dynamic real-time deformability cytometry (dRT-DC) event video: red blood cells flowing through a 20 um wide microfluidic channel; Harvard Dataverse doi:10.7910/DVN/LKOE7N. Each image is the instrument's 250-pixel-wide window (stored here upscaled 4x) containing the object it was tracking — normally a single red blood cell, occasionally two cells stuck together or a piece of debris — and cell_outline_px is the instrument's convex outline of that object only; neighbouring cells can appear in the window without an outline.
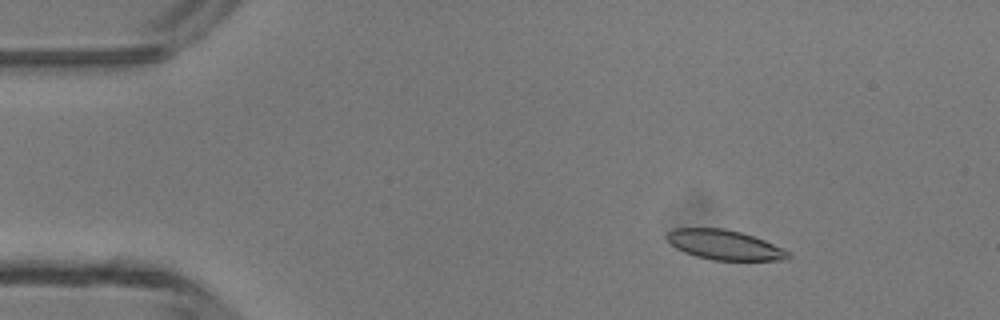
{"species": "common noctule bat (a hibernating species)", "species_latin": "Nyctalus noctula", "temperature_condition": "room temperature", "stored_images_in_passage": 3, "camera_frame_rate_fps": 3000, "um_per_image_px": 0.085, "animal": {"sex": "male", "body_mass_g": 13.3}, "frame": {"image": 1, "passage_image": 1, "time_ms": 0.0, "image_size_px": [1000, 320], "cell_outline_px": [[792, 256], [788, 260], [712, 260], [696, 256], [684, 252], [676, 248], [664, 236], [672, 228], [724, 228], [740, 232], [764, 240], [788, 252]], "centroid_in_image_um": [61.55, 20.81], "position_along_channel_um": 23.5, "area_um2": 20.92}}
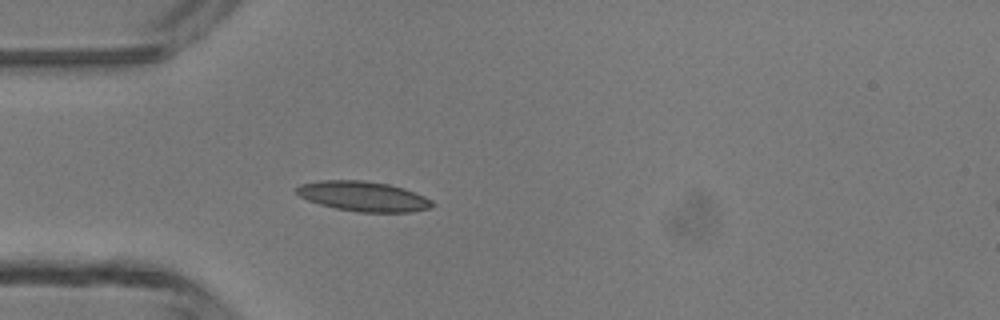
{"frame": {"image": 2, "passage_image": 3, "time_ms": 2.333, "image_size_px": [1000, 320], "cell_outline_px": [[436, 204], [428, 208], [412, 212], [356, 212], [336, 208], [320, 204], [308, 200], [300, 196], [296, 192], [296, 188], [300, 184], [320, 180], [364, 180], [388, 184], [404, 188], [424, 196], [432, 200]], "centroid_in_image_um": [30.89, 16.68], "position_along_channel_um": 54.1, "area_um2": 23.7}}